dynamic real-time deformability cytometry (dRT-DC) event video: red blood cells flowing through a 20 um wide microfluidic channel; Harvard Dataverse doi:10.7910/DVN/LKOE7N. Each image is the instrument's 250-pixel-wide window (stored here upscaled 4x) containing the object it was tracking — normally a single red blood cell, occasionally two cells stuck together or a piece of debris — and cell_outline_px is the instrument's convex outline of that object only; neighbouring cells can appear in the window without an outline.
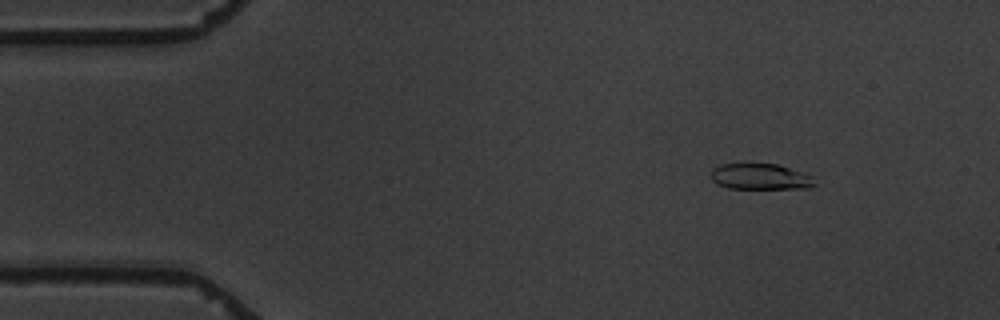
{"species": "common noctule bat (a hibernating species)", "species_latin": "Nyctalus noctula", "temperature_condition": "warm", "stored_images_in_passage": 3, "camera_frame_rate_fps": 3000, "um_per_image_px": 0.085, "animal": {"sex": "male", "body_mass_g": 19.5, "forearm_length_mm": 54.6}, "frame": {"image": 1, "passage_image": 1, "time_ms": 0.0, "image_size_px": [1000, 320], "cell_outline_px": [[816, 184], [812, 188], [728, 188], [716, 184], [712, 180], [712, 168], [720, 164], [776, 164], [804, 172], [812, 176]], "centroid_in_image_um": [64.64, 15.02], "position_along_channel_um": 20.4, "area_um2": 15.66}}